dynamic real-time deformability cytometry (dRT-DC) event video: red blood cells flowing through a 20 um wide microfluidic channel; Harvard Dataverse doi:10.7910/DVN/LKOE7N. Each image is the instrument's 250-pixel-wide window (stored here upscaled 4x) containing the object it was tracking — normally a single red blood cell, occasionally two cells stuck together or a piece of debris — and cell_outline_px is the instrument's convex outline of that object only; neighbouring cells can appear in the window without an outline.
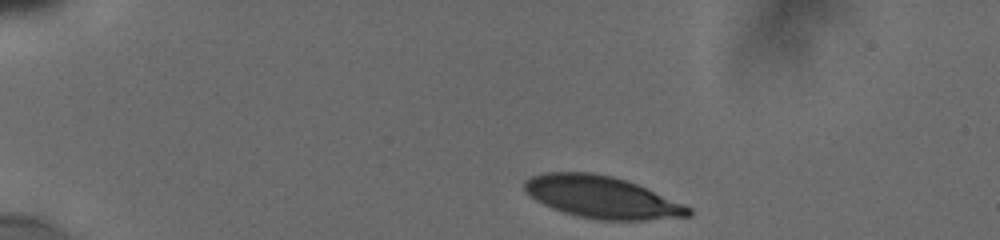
{"species": "human", "species_latin": "Homo sapiens", "temperature_condition": "cold", "stored_images_in_passage": 7, "camera_frame_rate_fps": 3000, "um_per_image_px": 0.085, "donor": {"sex": "male"}, "frame": {"image": 1, "passage_image": 1, "time_ms": 0.0, "image_size_px": [1000, 240], "cell_outline_px": [[692, 216], [648, 220], [596, 220], [576, 216], [552, 208], [536, 200], [524, 188], [524, 180], [532, 176], [544, 172], [588, 172], [612, 176], [636, 184], [684, 204], [692, 208]], "centroid_in_image_um": [51.17, 16.77], "position_along_channel_um": 33.8, "area_um2": 40.0}}
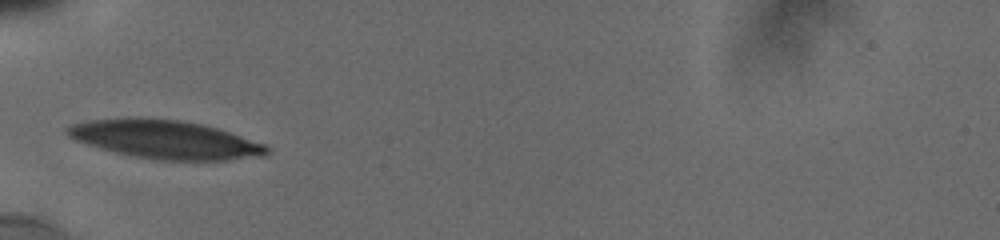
{"frame": {"image": 2, "passage_image": 6, "time_ms": 3.0, "image_size_px": [1000, 240], "cell_outline_px": [[268, 152], [264, 156], [232, 160], [160, 160], [136, 156], [116, 152], [100, 148], [76, 140], [68, 136], [64, 132], [72, 124], [88, 120], [136, 116], [140, 116], [180, 120], [200, 124], [216, 128], [264, 144], [268, 148]], "centroid_in_image_um": [14.01, 11.84], "position_along_channel_um": 71.0, "area_um2": 44.56}}